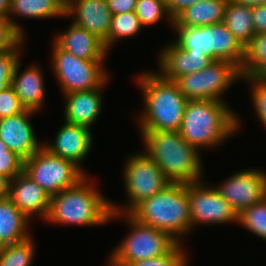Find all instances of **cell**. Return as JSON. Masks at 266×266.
<instances>
[{
	"instance_id": "obj_41",
	"label": "cell",
	"mask_w": 266,
	"mask_h": 266,
	"mask_svg": "<svg viewBox=\"0 0 266 266\" xmlns=\"http://www.w3.org/2000/svg\"><path fill=\"white\" fill-rule=\"evenodd\" d=\"M10 179L0 173V200L7 198L9 194Z\"/></svg>"
},
{
	"instance_id": "obj_37",
	"label": "cell",
	"mask_w": 266,
	"mask_h": 266,
	"mask_svg": "<svg viewBox=\"0 0 266 266\" xmlns=\"http://www.w3.org/2000/svg\"><path fill=\"white\" fill-rule=\"evenodd\" d=\"M24 159L13 151H0V173L12 180L23 172Z\"/></svg>"
},
{
	"instance_id": "obj_38",
	"label": "cell",
	"mask_w": 266,
	"mask_h": 266,
	"mask_svg": "<svg viewBox=\"0 0 266 266\" xmlns=\"http://www.w3.org/2000/svg\"><path fill=\"white\" fill-rule=\"evenodd\" d=\"M255 34L266 33V4L251 8Z\"/></svg>"
},
{
	"instance_id": "obj_27",
	"label": "cell",
	"mask_w": 266,
	"mask_h": 266,
	"mask_svg": "<svg viewBox=\"0 0 266 266\" xmlns=\"http://www.w3.org/2000/svg\"><path fill=\"white\" fill-rule=\"evenodd\" d=\"M31 236L11 245L0 247V266H30L34 256Z\"/></svg>"
},
{
	"instance_id": "obj_34",
	"label": "cell",
	"mask_w": 266,
	"mask_h": 266,
	"mask_svg": "<svg viewBox=\"0 0 266 266\" xmlns=\"http://www.w3.org/2000/svg\"><path fill=\"white\" fill-rule=\"evenodd\" d=\"M241 80H246L251 84V100L255 108V112L261 123L266 127V82L258 76L242 77Z\"/></svg>"
},
{
	"instance_id": "obj_43",
	"label": "cell",
	"mask_w": 266,
	"mask_h": 266,
	"mask_svg": "<svg viewBox=\"0 0 266 266\" xmlns=\"http://www.w3.org/2000/svg\"><path fill=\"white\" fill-rule=\"evenodd\" d=\"M11 0H0V16L8 18Z\"/></svg>"
},
{
	"instance_id": "obj_17",
	"label": "cell",
	"mask_w": 266,
	"mask_h": 266,
	"mask_svg": "<svg viewBox=\"0 0 266 266\" xmlns=\"http://www.w3.org/2000/svg\"><path fill=\"white\" fill-rule=\"evenodd\" d=\"M161 50L158 60V72L164 79L174 81L176 78L206 68L212 60L203 52L186 51L174 42Z\"/></svg>"
},
{
	"instance_id": "obj_11",
	"label": "cell",
	"mask_w": 266,
	"mask_h": 266,
	"mask_svg": "<svg viewBox=\"0 0 266 266\" xmlns=\"http://www.w3.org/2000/svg\"><path fill=\"white\" fill-rule=\"evenodd\" d=\"M192 230L198 224H223L237 222V213L218 193L203 180L187 184Z\"/></svg>"
},
{
	"instance_id": "obj_44",
	"label": "cell",
	"mask_w": 266,
	"mask_h": 266,
	"mask_svg": "<svg viewBox=\"0 0 266 266\" xmlns=\"http://www.w3.org/2000/svg\"><path fill=\"white\" fill-rule=\"evenodd\" d=\"M66 10L75 0H56Z\"/></svg>"
},
{
	"instance_id": "obj_32",
	"label": "cell",
	"mask_w": 266,
	"mask_h": 266,
	"mask_svg": "<svg viewBox=\"0 0 266 266\" xmlns=\"http://www.w3.org/2000/svg\"><path fill=\"white\" fill-rule=\"evenodd\" d=\"M182 246V243H177L166 255L132 262L127 266H187L188 256Z\"/></svg>"
},
{
	"instance_id": "obj_31",
	"label": "cell",
	"mask_w": 266,
	"mask_h": 266,
	"mask_svg": "<svg viewBox=\"0 0 266 266\" xmlns=\"http://www.w3.org/2000/svg\"><path fill=\"white\" fill-rule=\"evenodd\" d=\"M179 91L188 100H205L204 73L200 70L174 80Z\"/></svg>"
},
{
	"instance_id": "obj_6",
	"label": "cell",
	"mask_w": 266,
	"mask_h": 266,
	"mask_svg": "<svg viewBox=\"0 0 266 266\" xmlns=\"http://www.w3.org/2000/svg\"><path fill=\"white\" fill-rule=\"evenodd\" d=\"M123 215L130 232L112 251L109 266H127L129 263L166 255L178 242L168 233L137 222L128 213H112L110 220Z\"/></svg>"
},
{
	"instance_id": "obj_10",
	"label": "cell",
	"mask_w": 266,
	"mask_h": 266,
	"mask_svg": "<svg viewBox=\"0 0 266 266\" xmlns=\"http://www.w3.org/2000/svg\"><path fill=\"white\" fill-rule=\"evenodd\" d=\"M23 172L50 197L75 186L86 176V172L74 162L51 154L43 146L24 160Z\"/></svg>"
},
{
	"instance_id": "obj_29",
	"label": "cell",
	"mask_w": 266,
	"mask_h": 266,
	"mask_svg": "<svg viewBox=\"0 0 266 266\" xmlns=\"http://www.w3.org/2000/svg\"><path fill=\"white\" fill-rule=\"evenodd\" d=\"M237 223L266 240V198L237 214Z\"/></svg>"
},
{
	"instance_id": "obj_42",
	"label": "cell",
	"mask_w": 266,
	"mask_h": 266,
	"mask_svg": "<svg viewBox=\"0 0 266 266\" xmlns=\"http://www.w3.org/2000/svg\"><path fill=\"white\" fill-rule=\"evenodd\" d=\"M238 5H245L248 7L260 6L266 4V0H230Z\"/></svg>"
},
{
	"instance_id": "obj_4",
	"label": "cell",
	"mask_w": 266,
	"mask_h": 266,
	"mask_svg": "<svg viewBox=\"0 0 266 266\" xmlns=\"http://www.w3.org/2000/svg\"><path fill=\"white\" fill-rule=\"evenodd\" d=\"M85 176L75 186L50 197L49 223L96 226L107 224L112 214L111 202L100 194Z\"/></svg>"
},
{
	"instance_id": "obj_3",
	"label": "cell",
	"mask_w": 266,
	"mask_h": 266,
	"mask_svg": "<svg viewBox=\"0 0 266 266\" xmlns=\"http://www.w3.org/2000/svg\"><path fill=\"white\" fill-rule=\"evenodd\" d=\"M144 153L171 183L201 181L203 163L199 150L187 143L179 131H140Z\"/></svg>"
},
{
	"instance_id": "obj_5",
	"label": "cell",
	"mask_w": 266,
	"mask_h": 266,
	"mask_svg": "<svg viewBox=\"0 0 266 266\" xmlns=\"http://www.w3.org/2000/svg\"><path fill=\"white\" fill-rule=\"evenodd\" d=\"M132 218L147 226L168 233L178 243L192 230L187 184L171 183L137 204L129 213Z\"/></svg>"
},
{
	"instance_id": "obj_24",
	"label": "cell",
	"mask_w": 266,
	"mask_h": 266,
	"mask_svg": "<svg viewBox=\"0 0 266 266\" xmlns=\"http://www.w3.org/2000/svg\"><path fill=\"white\" fill-rule=\"evenodd\" d=\"M44 19L54 17H65V10L56 0H11L8 19L14 28L25 38V32L14 22L11 16Z\"/></svg>"
},
{
	"instance_id": "obj_13",
	"label": "cell",
	"mask_w": 266,
	"mask_h": 266,
	"mask_svg": "<svg viewBox=\"0 0 266 266\" xmlns=\"http://www.w3.org/2000/svg\"><path fill=\"white\" fill-rule=\"evenodd\" d=\"M36 111L26 109L18 115L0 119V138L10 151L17 153L24 160L30 158L42 146L29 121Z\"/></svg>"
},
{
	"instance_id": "obj_15",
	"label": "cell",
	"mask_w": 266,
	"mask_h": 266,
	"mask_svg": "<svg viewBox=\"0 0 266 266\" xmlns=\"http://www.w3.org/2000/svg\"><path fill=\"white\" fill-rule=\"evenodd\" d=\"M69 16L75 17L73 24L102 40L108 51V32L112 14L106 0H75L65 10V17Z\"/></svg>"
},
{
	"instance_id": "obj_1",
	"label": "cell",
	"mask_w": 266,
	"mask_h": 266,
	"mask_svg": "<svg viewBox=\"0 0 266 266\" xmlns=\"http://www.w3.org/2000/svg\"><path fill=\"white\" fill-rule=\"evenodd\" d=\"M137 79L144 101L137 119L140 131H179L189 100L176 83L155 71L142 72Z\"/></svg>"
},
{
	"instance_id": "obj_40",
	"label": "cell",
	"mask_w": 266,
	"mask_h": 266,
	"mask_svg": "<svg viewBox=\"0 0 266 266\" xmlns=\"http://www.w3.org/2000/svg\"><path fill=\"white\" fill-rule=\"evenodd\" d=\"M199 1L202 0H166V7L169 14L174 18L183 9Z\"/></svg>"
},
{
	"instance_id": "obj_8",
	"label": "cell",
	"mask_w": 266,
	"mask_h": 266,
	"mask_svg": "<svg viewBox=\"0 0 266 266\" xmlns=\"http://www.w3.org/2000/svg\"><path fill=\"white\" fill-rule=\"evenodd\" d=\"M126 161L123 165V177L128 202L127 205H123L125 207L112 202V213H129L137 204L163 191L171 184L156 163L144 152L132 154Z\"/></svg>"
},
{
	"instance_id": "obj_45",
	"label": "cell",
	"mask_w": 266,
	"mask_h": 266,
	"mask_svg": "<svg viewBox=\"0 0 266 266\" xmlns=\"http://www.w3.org/2000/svg\"><path fill=\"white\" fill-rule=\"evenodd\" d=\"M8 146L4 143V141L0 138V151H8Z\"/></svg>"
},
{
	"instance_id": "obj_35",
	"label": "cell",
	"mask_w": 266,
	"mask_h": 266,
	"mask_svg": "<svg viewBox=\"0 0 266 266\" xmlns=\"http://www.w3.org/2000/svg\"><path fill=\"white\" fill-rule=\"evenodd\" d=\"M24 39L8 18L0 16V53L14 50Z\"/></svg>"
},
{
	"instance_id": "obj_16",
	"label": "cell",
	"mask_w": 266,
	"mask_h": 266,
	"mask_svg": "<svg viewBox=\"0 0 266 266\" xmlns=\"http://www.w3.org/2000/svg\"><path fill=\"white\" fill-rule=\"evenodd\" d=\"M8 198L29 220L33 214L44 220L48 215L50 195L24 172L10 180Z\"/></svg>"
},
{
	"instance_id": "obj_7",
	"label": "cell",
	"mask_w": 266,
	"mask_h": 266,
	"mask_svg": "<svg viewBox=\"0 0 266 266\" xmlns=\"http://www.w3.org/2000/svg\"><path fill=\"white\" fill-rule=\"evenodd\" d=\"M177 32L174 43L186 51H203L212 61L225 60L240 70L244 47L223 22L204 27H172Z\"/></svg>"
},
{
	"instance_id": "obj_30",
	"label": "cell",
	"mask_w": 266,
	"mask_h": 266,
	"mask_svg": "<svg viewBox=\"0 0 266 266\" xmlns=\"http://www.w3.org/2000/svg\"><path fill=\"white\" fill-rule=\"evenodd\" d=\"M135 13L143 27L155 25L165 17L170 22L169 25L173 26V18L166 7V0H137Z\"/></svg>"
},
{
	"instance_id": "obj_9",
	"label": "cell",
	"mask_w": 266,
	"mask_h": 266,
	"mask_svg": "<svg viewBox=\"0 0 266 266\" xmlns=\"http://www.w3.org/2000/svg\"><path fill=\"white\" fill-rule=\"evenodd\" d=\"M52 52L51 68L63 94L100 88L108 82L104 60L80 59L55 42Z\"/></svg>"
},
{
	"instance_id": "obj_19",
	"label": "cell",
	"mask_w": 266,
	"mask_h": 266,
	"mask_svg": "<svg viewBox=\"0 0 266 266\" xmlns=\"http://www.w3.org/2000/svg\"><path fill=\"white\" fill-rule=\"evenodd\" d=\"M53 41L64 51L83 60H105L109 53L102 40L73 23Z\"/></svg>"
},
{
	"instance_id": "obj_25",
	"label": "cell",
	"mask_w": 266,
	"mask_h": 266,
	"mask_svg": "<svg viewBox=\"0 0 266 266\" xmlns=\"http://www.w3.org/2000/svg\"><path fill=\"white\" fill-rule=\"evenodd\" d=\"M251 16V7L238 5L230 0L228 1L223 23L243 47H245L255 35Z\"/></svg>"
},
{
	"instance_id": "obj_23",
	"label": "cell",
	"mask_w": 266,
	"mask_h": 266,
	"mask_svg": "<svg viewBox=\"0 0 266 266\" xmlns=\"http://www.w3.org/2000/svg\"><path fill=\"white\" fill-rule=\"evenodd\" d=\"M29 219L7 197L0 200V247L30 237Z\"/></svg>"
},
{
	"instance_id": "obj_2",
	"label": "cell",
	"mask_w": 266,
	"mask_h": 266,
	"mask_svg": "<svg viewBox=\"0 0 266 266\" xmlns=\"http://www.w3.org/2000/svg\"><path fill=\"white\" fill-rule=\"evenodd\" d=\"M241 120L225 101L189 100L179 129L182 138L199 151L214 148L237 133Z\"/></svg>"
},
{
	"instance_id": "obj_39",
	"label": "cell",
	"mask_w": 266,
	"mask_h": 266,
	"mask_svg": "<svg viewBox=\"0 0 266 266\" xmlns=\"http://www.w3.org/2000/svg\"><path fill=\"white\" fill-rule=\"evenodd\" d=\"M112 15L135 12L137 0H106Z\"/></svg>"
},
{
	"instance_id": "obj_33",
	"label": "cell",
	"mask_w": 266,
	"mask_h": 266,
	"mask_svg": "<svg viewBox=\"0 0 266 266\" xmlns=\"http://www.w3.org/2000/svg\"><path fill=\"white\" fill-rule=\"evenodd\" d=\"M25 39L12 51L0 53V91L11 86L13 72L21 56V49Z\"/></svg>"
},
{
	"instance_id": "obj_20",
	"label": "cell",
	"mask_w": 266,
	"mask_h": 266,
	"mask_svg": "<svg viewBox=\"0 0 266 266\" xmlns=\"http://www.w3.org/2000/svg\"><path fill=\"white\" fill-rule=\"evenodd\" d=\"M20 59L16 63L11 86L16 92L21 104L25 109L33 110L38 113L45 101L44 76L38 66L30 65L20 74ZM20 74V75H19Z\"/></svg>"
},
{
	"instance_id": "obj_18",
	"label": "cell",
	"mask_w": 266,
	"mask_h": 266,
	"mask_svg": "<svg viewBox=\"0 0 266 266\" xmlns=\"http://www.w3.org/2000/svg\"><path fill=\"white\" fill-rule=\"evenodd\" d=\"M105 85L106 83L100 88L63 94L66 101L64 121L91 129L101 113V92Z\"/></svg>"
},
{
	"instance_id": "obj_14",
	"label": "cell",
	"mask_w": 266,
	"mask_h": 266,
	"mask_svg": "<svg viewBox=\"0 0 266 266\" xmlns=\"http://www.w3.org/2000/svg\"><path fill=\"white\" fill-rule=\"evenodd\" d=\"M93 136L91 129L65 122L58 129L53 144H43L51 154L70 160L80 167L89 154Z\"/></svg>"
},
{
	"instance_id": "obj_26",
	"label": "cell",
	"mask_w": 266,
	"mask_h": 266,
	"mask_svg": "<svg viewBox=\"0 0 266 266\" xmlns=\"http://www.w3.org/2000/svg\"><path fill=\"white\" fill-rule=\"evenodd\" d=\"M266 68V33L255 34L244 47L241 77L258 76Z\"/></svg>"
},
{
	"instance_id": "obj_36",
	"label": "cell",
	"mask_w": 266,
	"mask_h": 266,
	"mask_svg": "<svg viewBox=\"0 0 266 266\" xmlns=\"http://www.w3.org/2000/svg\"><path fill=\"white\" fill-rule=\"evenodd\" d=\"M25 110L12 86L0 91V119L18 115Z\"/></svg>"
},
{
	"instance_id": "obj_22",
	"label": "cell",
	"mask_w": 266,
	"mask_h": 266,
	"mask_svg": "<svg viewBox=\"0 0 266 266\" xmlns=\"http://www.w3.org/2000/svg\"><path fill=\"white\" fill-rule=\"evenodd\" d=\"M204 73L205 100L224 101L221 96L235 81L240 80V69L233 63L225 60L212 61Z\"/></svg>"
},
{
	"instance_id": "obj_28",
	"label": "cell",
	"mask_w": 266,
	"mask_h": 266,
	"mask_svg": "<svg viewBox=\"0 0 266 266\" xmlns=\"http://www.w3.org/2000/svg\"><path fill=\"white\" fill-rule=\"evenodd\" d=\"M142 27L135 12L112 15L108 32V51L119 39L135 36Z\"/></svg>"
},
{
	"instance_id": "obj_12",
	"label": "cell",
	"mask_w": 266,
	"mask_h": 266,
	"mask_svg": "<svg viewBox=\"0 0 266 266\" xmlns=\"http://www.w3.org/2000/svg\"><path fill=\"white\" fill-rule=\"evenodd\" d=\"M215 188L239 214L266 198V173L259 169L242 170L232 174Z\"/></svg>"
},
{
	"instance_id": "obj_21",
	"label": "cell",
	"mask_w": 266,
	"mask_h": 266,
	"mask_svg": "<svg viewBox=\"0 0 266 266\" xmlns=\"http://www.w3.org/2000/svg\"><path fill=\"white\" fill-rule=\"evenodd\" d=\"M229 0H202L173 18L172 27H204L223 22Z\"/></svg>"
},
{
	"instance_id": "obj_46",
	"label": "cell",
	"mask_w": 266,
	"mask_h": 266,
	"mask_svg": "<svg viewBox=\"0 0 266 266\" xmlns=\"http://www.w3.org/2000/svg\"><path fill=\"white\" fill-rule=\"evenodd\" d=\"M258 77L266 82V68L258 75Z\"/></svg>"
}]
</instances>
